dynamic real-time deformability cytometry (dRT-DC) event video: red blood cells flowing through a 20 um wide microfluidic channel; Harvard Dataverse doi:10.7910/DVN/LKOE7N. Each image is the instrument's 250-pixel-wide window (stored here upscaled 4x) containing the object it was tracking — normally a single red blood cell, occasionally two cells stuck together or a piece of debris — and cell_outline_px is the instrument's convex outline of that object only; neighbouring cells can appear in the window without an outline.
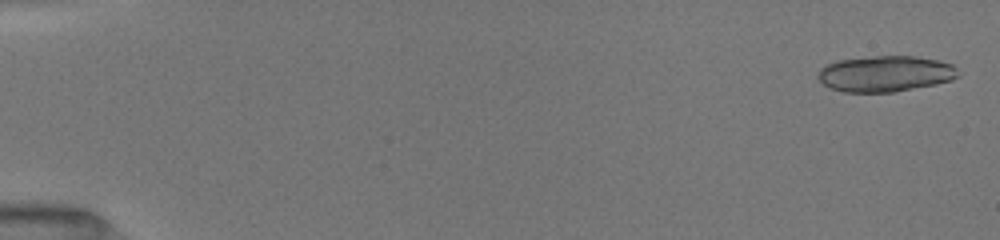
{"species": "common noctule bat (a hibernating species)", "species_latin": "Nyctalus noctula", "temperature_condition": "room temperature", "stored_images_in_passage": 30, "camera_frame_rate_fps": 3000, "um_per_image_px": 0.085, "animal": {"sex": "female", "body_mass_g": 19.5, "forearm_length_mm": 54.1}, "frame": {"image": 1, "passage_image": 1, "time_ms": 0.0, "image_size_px": [1000, 240], "cell_outline_px": [[960, 76], [952, 80], [936, 84], [892, 92], [844, 92], [832, 88], [824, 84], [816, 76], [820, 68], [824, 64], [836, 60], [876, 56], [916, 56], [936, 60], [952, 64], [956, 68]], "centroid_in_image_um": [75.24, 6.26], "position_along_channel_um": 9.8, "area_um2": 29.42}}